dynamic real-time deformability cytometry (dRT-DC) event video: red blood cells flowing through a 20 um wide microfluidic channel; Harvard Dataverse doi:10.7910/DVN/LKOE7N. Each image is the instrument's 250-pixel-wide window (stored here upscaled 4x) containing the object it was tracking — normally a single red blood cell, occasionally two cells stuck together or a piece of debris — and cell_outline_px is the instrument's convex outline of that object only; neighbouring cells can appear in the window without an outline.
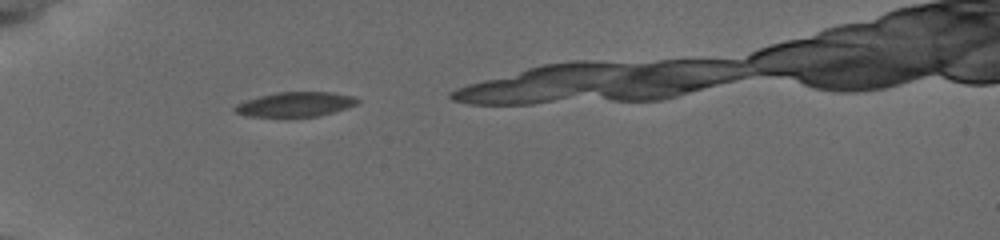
{"species": "common noctule bat (a hibernating species)", "species_latin": "Nyctalus noctula", "temperature_condition": "cold", "stored_images_in_passage": 18, "camera_frame_rate_fps": 3000, "um_per_image_px": 0.085, "animal": {"sex": "female", "body_mass_g": 19.5, "forearm_length_mm": 54.1}, "frame": {"image": 1, "passage_image": 1, "time_ms": 0.0, "image_size_px": [1000, 240], "cell_outline_px": [[360, 100], [356, 104], [348, 108], [316, 116], [244, 116], [236, 112], [232, 108], [236, 104], [260, 96], [276, 92], [332, 92], [356, 96]], "centroid_in_image_um": [25.13, 8.85], "position_along_channel_um": 59.9, "area_um2": 17.46}}
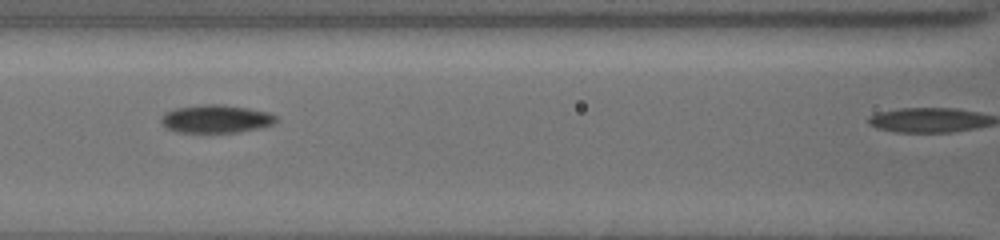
{"frame": {"image": 2, "passage_image": 12, "time_ms": 2.667, "image_size_px": [1000, 240], "cell_outline_px": [[276, 120], [272, 124], [256, 128], [236, 132], [180, 132], [168, 128], [160, 120], [164, 112], [176, 108], [204, 104], [224, 104], [248, 108], [268, 112], [276, 116]], "centroid_in_image_um": [18.34, 10.09], "position_along_channel_um": 148.3, "area_um2": 18.5}}
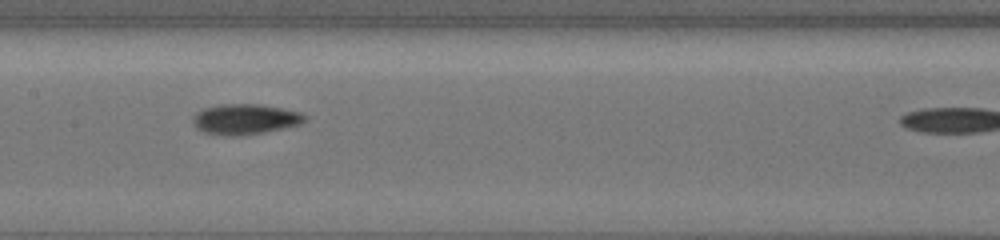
{"frame": {"image": 3, "passage_image": 17, "time_ms": 3.667, "image_size_px": [1000, 240], "cell_outline_px": [[304, 120], [300, 124], [264, 132], [240, 136], [228, 136], [204, 132], [192, 120], [196, 112], [204, 108], [224, 104], [256, 104], [280, 108], [296, 112], [304, 116]], "centroid_in_image_um": [20.79, 10.14], "position_along_channel_um": 186.6, "area_um2": 19.25}}